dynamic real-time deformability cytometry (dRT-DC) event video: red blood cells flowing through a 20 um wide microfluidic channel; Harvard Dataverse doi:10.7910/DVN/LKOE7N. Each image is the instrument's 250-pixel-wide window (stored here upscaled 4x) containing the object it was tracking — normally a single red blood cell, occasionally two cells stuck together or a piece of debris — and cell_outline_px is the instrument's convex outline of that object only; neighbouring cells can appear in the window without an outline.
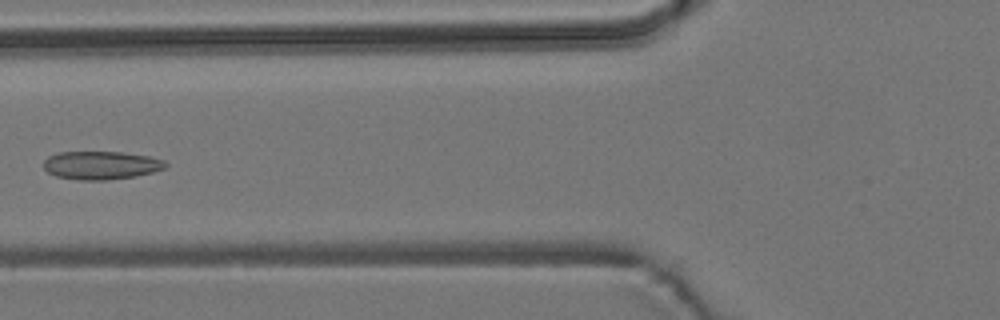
{"species": "common noctule bat (a hibernating species)", "species_latin": "Nyctalus noctula", "temperature_condition": "room temperature", "stored_images_in_passage": 6, "camera_frame_rate_fps": 3000, "um_per_image_px": 0.085, "animal": {"sex": "male", "body_mass_g": 19.2, "forearm_length_mm": 51.8}, "frame": {"image": 1, "passage_image": 6, "time_ms": 6.667, "image_size_px": [1000, 320], "cell_outline_px": [[168, 164], [164, 168], [152, 172], [136, 176], [108, 180], [80, 180], [56, 176], [48, 172], [44, 168], [44, 160], [48, 156], [60, 152], [120, 152], [148, 156], [164, 160]], "centroid_in_image_um": [8.58, 14.05], "position_along_channel_um": 117.2, "area_um2": 20.0}}